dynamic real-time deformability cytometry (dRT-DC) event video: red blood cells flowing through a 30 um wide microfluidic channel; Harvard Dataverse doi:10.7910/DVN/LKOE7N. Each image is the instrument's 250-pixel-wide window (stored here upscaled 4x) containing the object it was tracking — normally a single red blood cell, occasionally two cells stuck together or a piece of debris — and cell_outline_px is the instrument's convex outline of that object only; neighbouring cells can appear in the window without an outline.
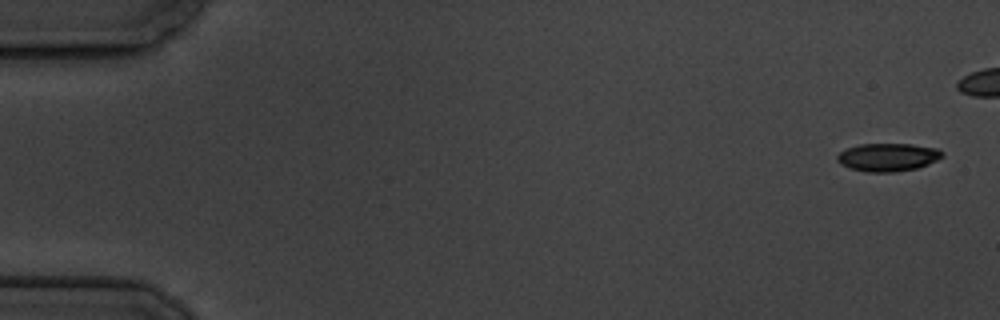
{"species": "common noctule bat (a hibernating species)", "species_latin": "Nyctalus noctula", "temperature_condition": "cold", "stored_images_in_passage": 7, "camera_frame_rate_fps": 3000, "um_per_image_px": 0.085, "animal": {"sex": "male", "body_mass_g": 19.5, "forearm_length_mm": 54.6}, "frame": {"image": 1, "passage_image": 1, "time_ms": 0.0, "image_size_px": [1000, 320], "cell_outline_px": [[944, 156], [928, 164], [916, 168], [892, 172], [868, 172], [852, 168], [840, 164], [836, 160], [836, 156], [840, 152], [848, 148], [860, 144], [912, 144], [940, 148], [944, 152]], "centroid_in_image_um": [75.5, 13.35], "position_along_channel_um": 9.5, "area_um2": 17.17}}